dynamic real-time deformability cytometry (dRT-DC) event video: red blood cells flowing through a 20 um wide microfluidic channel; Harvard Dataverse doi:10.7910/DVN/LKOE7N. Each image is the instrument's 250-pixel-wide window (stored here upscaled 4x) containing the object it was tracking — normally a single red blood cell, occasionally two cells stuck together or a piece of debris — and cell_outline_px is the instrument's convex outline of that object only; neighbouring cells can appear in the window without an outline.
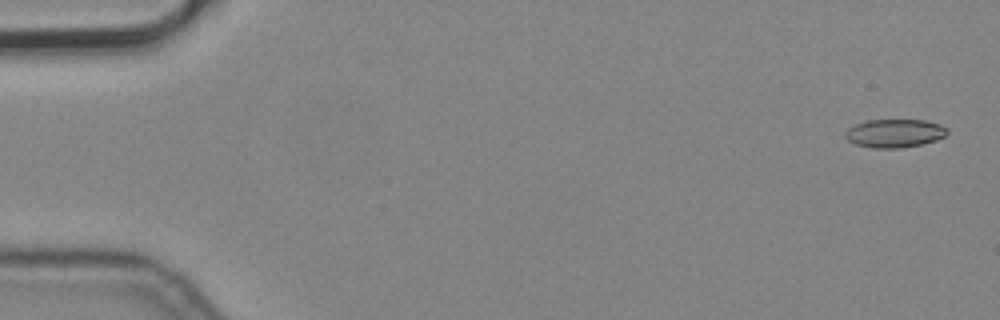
{"species": "common noctule bat (a hibernating species)", "species_latin": "Nyctalus noctula", "temperature_condition": "cold", "stored_images_in_passage": 6, "camera_frame_rate_fps": 3000, "um_per_image_px": 0.085, "animal": {"sex": "male", "body_mass_g": 19.2, "forearm_length_mm": 51.8}, "frame": {"image": 1, "passage_image": 1, "time_ms": 0.0, "image_size_px": [1000, 320], "cell_outline_px": [[948, 132], [944, 136], [936, 140], [920, 144], [900, 148], [872, 148], [856, 144], [848, 140], [844, 136], [844, 132], [848, 128], [856, 124], [868, 120], [924, 120], [940, 124], [948, 128]], "centroid_in_image_um": [76.03, 11.32], "position_along_channel_um": 9.0, "area_um2": 16.82}}
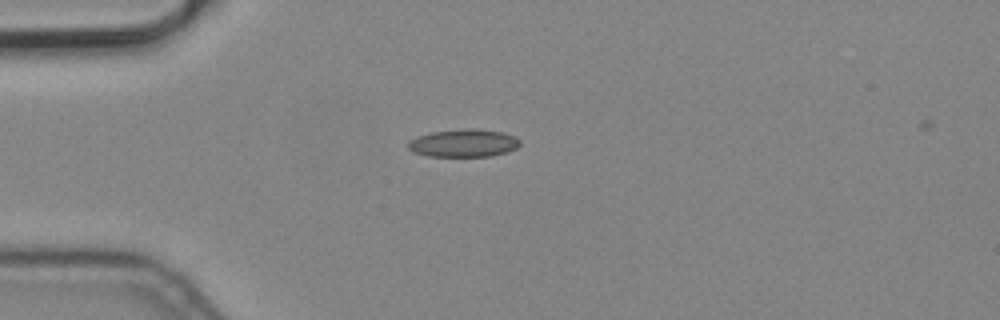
{"frame": {"image": 2, "passage_image": 4, "time_ms": 1.0, "image_size_px": [1000, 320], "cell_outline_px": [[520, 144], [516, 148], [508, 152], [492, 156], [428, 156], [412, 152], [408, 148], [408, 140], [416, 136], [432, 132], [464, 128], [476, 128], [504, 132], [516, 136], [520, 140]], "centroid_in_image_um": [39.42, 12.15], "position_along_channel_um": 45.6, "area_um2": 18.44}}